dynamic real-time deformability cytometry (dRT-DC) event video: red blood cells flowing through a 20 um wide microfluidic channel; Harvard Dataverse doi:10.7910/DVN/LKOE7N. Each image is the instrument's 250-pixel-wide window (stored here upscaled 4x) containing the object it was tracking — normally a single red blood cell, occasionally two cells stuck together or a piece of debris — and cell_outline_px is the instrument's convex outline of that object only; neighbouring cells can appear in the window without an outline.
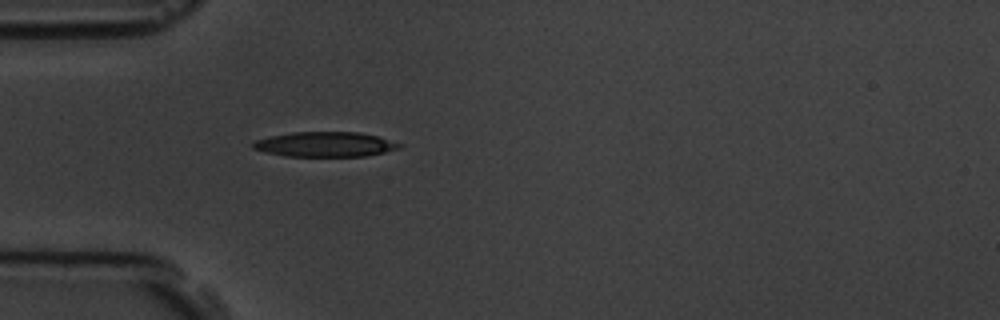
{"species": "common noctule bat (a hibernating species)", "species_latin": "Nyctalus noctula", "temperature_condition": "room temperature", "stored_images_in_passage": 1, "camera_frame_rate_fps": 3000, "um_per_image_px": 0.085, "animal": {"sex": "male", "body_mass_g": 19.5, "forearm_length_mm": 54.6}, "frame": {"image": 1, "passage_image": 1, "time_ms": 0.0, "image_size_px": [1000, 320], "cell_outline_px": [[404, 144], [400, 148], [384, 152], [364, 156], [284, 156], [264, 152], [252, 148], [252, 144], [256, 140], [268, 136], [292, 132], [360, 132], [376, 136]], "centroid_in_image_um": [27.61, 12.26], "position_along_channel_um": 57.4, "area_um2": 21.27}}